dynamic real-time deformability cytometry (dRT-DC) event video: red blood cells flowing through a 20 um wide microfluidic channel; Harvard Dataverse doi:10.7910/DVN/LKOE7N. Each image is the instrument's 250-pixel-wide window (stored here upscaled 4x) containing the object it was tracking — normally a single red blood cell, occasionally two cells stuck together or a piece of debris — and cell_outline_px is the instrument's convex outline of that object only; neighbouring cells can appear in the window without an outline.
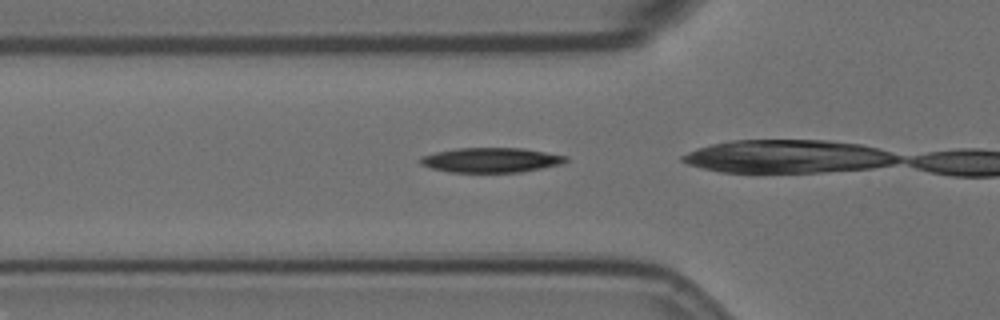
{"species": "Egyptian fruit bat (a non-hibernating species)", "species_latin": "Rousettus aegyptiacus", "temperature_condition": "room temperature", "stored_images_in_passage": 38, "camera_frame_rate_fps": 3000, "um_per_image_px": 0.085, "animal": {"sex": "female"}, "frame": {"image": 1, "passage_image": 12, "time_ms": 3.667, "image_size_px": [1000, 320], "cell_outline_px": [[568, 160], [564, 164], [520, 172], [448, 172], [432, 168], [420, 164], [420, 156], [436, 152], [456, 148], [524, 148], [568, 156]], "centroid_in_image_um": [41.76, 13.6], "position_along_channel_um": 84.0, "area_um2": 21.1}}
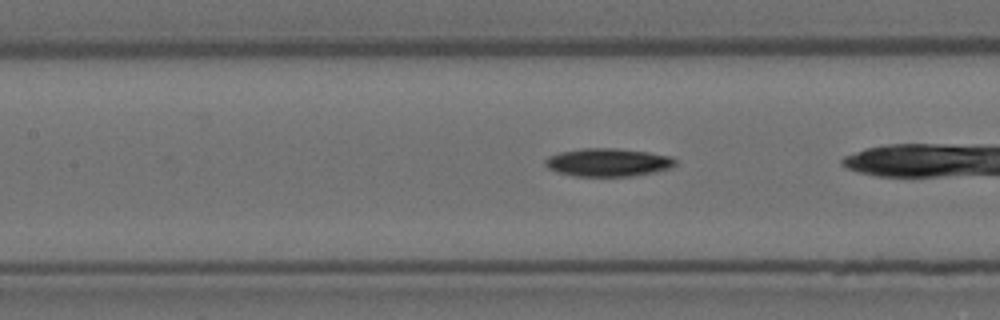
{"frame": {"image": 2, "passage_image": 18, "time_ms": 5.667, "image_size_px": [1000, 320], "cell_outline_px": [[676, 164], [672, 168], [632, 176], [572, 176], [556, 172], [548, 168], [544, 164], [544, 160], [548, 156], [560, 152], [580, 148], [616, 148], [648, 152], [672, 156], [676, 160]], "centroid_in_image_um": [51.66, 13.8], "position_along_channel_um": 155.7, "area_um2": 21.5}}
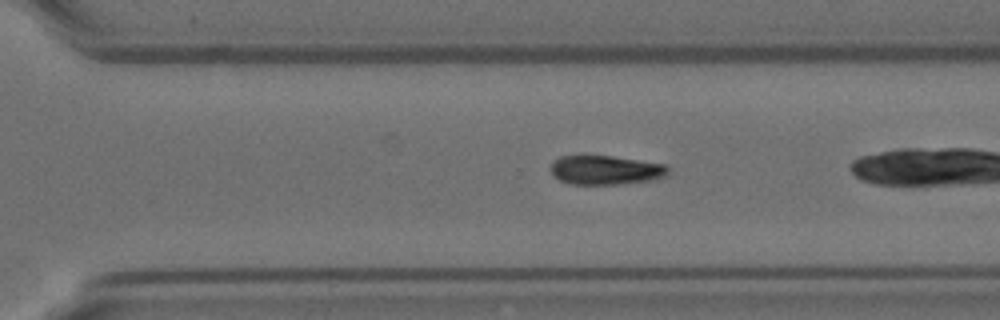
{"frame": {"image": 3, "passage_image": 32, "time_ms": 10.333, "image_size_px": [1000, 320], "cell_outline_px": [[668, 172], [664, 176], [652, 180], [620, 184], [572, 184], [560, 180], [552, 176], [548, 168], [552, 160], [560, 156], [612, 156], [668, 164]], "centroid_in_image_um": [51.43, 14.45], "position_along_channel_um": 319.2, "area_um2": 20.17}}